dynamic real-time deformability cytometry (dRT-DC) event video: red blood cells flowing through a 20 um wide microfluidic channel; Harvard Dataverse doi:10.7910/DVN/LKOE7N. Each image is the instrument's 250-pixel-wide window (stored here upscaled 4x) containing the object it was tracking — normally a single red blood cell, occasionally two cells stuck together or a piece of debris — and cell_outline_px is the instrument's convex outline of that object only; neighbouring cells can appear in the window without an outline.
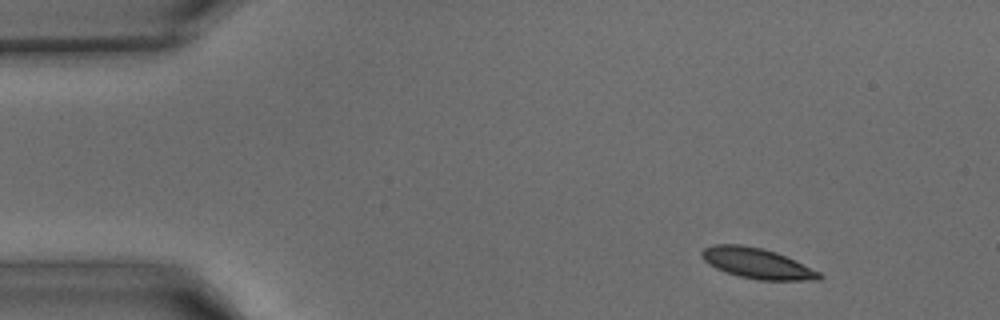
{"species": "common noctule bat (a hibernating species)", "species_latin": "Nyctalus noctula", "temperature_condition": "warm", "stored_images_in_passage": 35, "camera_frame_rate_fps": 3000, "um_per_image_px": 0.085, "animal": {"sex": "male", "body_mass_g": 15.6}, "frame": {"image": 1, "passage_image": 1, "time_ms": 0.0, "image_size_px": [1000, 320], "cell_outline_px": [[824, 276], [820, 280], [760, 280], [740, 276], [724, 272], [716, 268], [704, 260], [700, 252], [704, 248], [716, 244], [740, 244], [760, 248], [776, 252], [820, 272]], "centroid_in_image_um": [64.35, 22.39], "position_along_channel_um": 20.7, "area_um2": 20.63}}
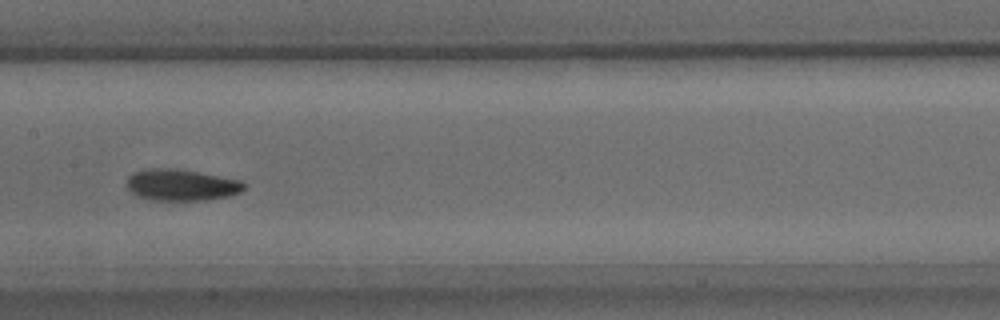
{"frame": {"image": 2, "passage_image": 17, "time_ms": 5.333, "image_size_px": [1000, 320], "cell_outline_px": [[248, 184], [240, 192], [228, 196], [204, 200], [152, 200], [136, 196], [128, 188], [128, 176], [132, 172], [148, 168], [176, 168], [240, 180]], "centroid_in_image_um": [15.4, 15.71], "position_along_channel_um": 192.0, "area_um2": 21.5}}
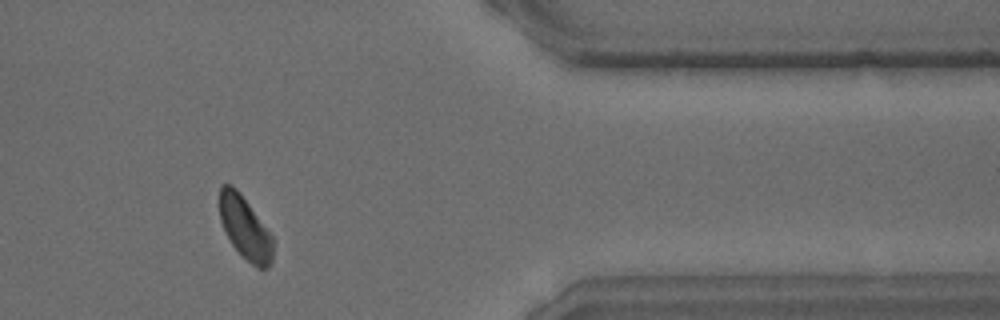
{"frame": {"image": 3, "passage_image": 31, "time_ms": 10.0, "image_size_px": [1000, 320], "cell_outline_px": [[272, 264], [268, 268], [256, 268], [232, 244], [220, 220], [220, 184], [232, 184], [240, 192], [272, 236]], "centroid_in_image_um": [20.83, 19.35], "position_along_channel_um": 390.6, "area_um2": 19.13}}